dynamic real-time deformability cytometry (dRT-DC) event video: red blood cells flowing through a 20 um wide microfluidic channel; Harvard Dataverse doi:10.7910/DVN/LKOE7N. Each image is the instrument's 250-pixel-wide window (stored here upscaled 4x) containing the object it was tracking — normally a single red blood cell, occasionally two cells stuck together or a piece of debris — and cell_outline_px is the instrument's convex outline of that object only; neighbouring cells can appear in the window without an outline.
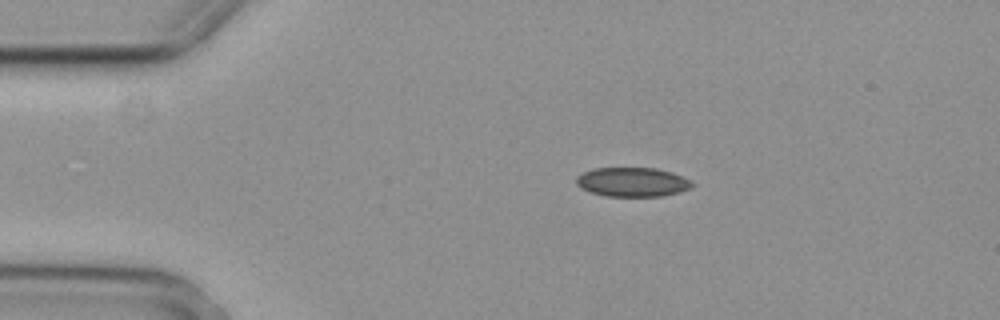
{"species": "common noctule bat (a hibernating species)", "species_latin": "Nyctalus noctula", "temperature_condition": "cold", "stored_images_in_passage": 4, "camera_frame_rate_fps": 3000, "um_per_image_px": 0.085, "animal": {"sex": "female", "body_mass_g": 29.2, "forearm_length_mm": 56.3}, "frame": {"image": 1, "passage_image": 2, "time_ms": 0.333, "image_size_px": [1000, 320], "cell_outline_px": [[696, 184], [692, 188], [680, 192], [660, 196], [604, 196], [580, 188], [576, 184], [576, 176], [592, 168], [656, 168], [672, 172], [692, 180]], "centroid_in_image_um": [53.79, 15.47], "position_along_channel_um": 31.2, "area_um2": 19.94}}
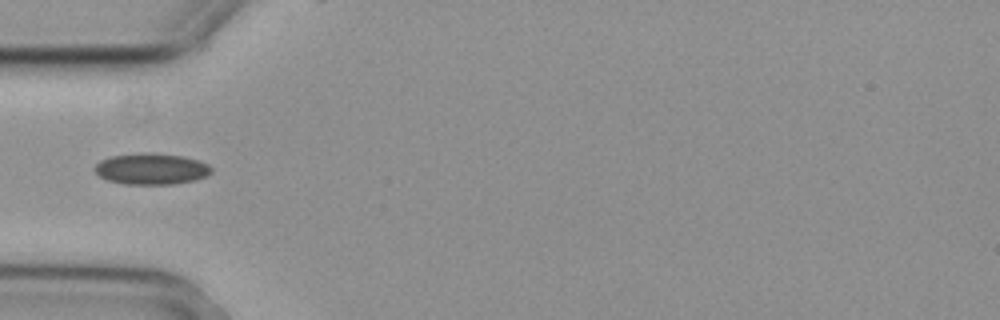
{"frame": {"image": 2, "passage_image": 4, "time_ms": 1.0, "image_size_px": [1000, 320], "cell_outline_px": [[212, 172], [196, 180], [172, 184], [124, 184], [108, 180], [100, 176], [92, 168], [100, 160], [112, 156], [144, 152], [148, 152], [184, 156], [208, 164], [212, 168]], "centroid_in_image_um": [12.85, 14.35], "position_along_channel_um": 72.2, "area_um2": 21.21}}